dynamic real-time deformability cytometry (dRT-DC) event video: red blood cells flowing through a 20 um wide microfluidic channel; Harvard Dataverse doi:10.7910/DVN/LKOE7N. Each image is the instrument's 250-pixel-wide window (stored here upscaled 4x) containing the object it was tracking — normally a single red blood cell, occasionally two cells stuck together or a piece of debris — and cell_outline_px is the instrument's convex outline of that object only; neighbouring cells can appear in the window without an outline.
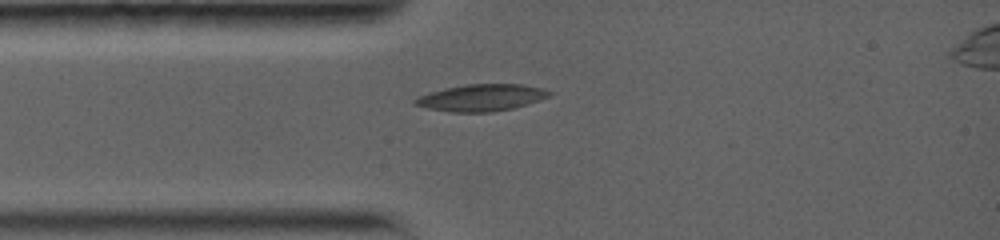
{"species": "common noctule bat (a hibernating species)", "species_latin": "Nyctalus noctula", "temperature_condition": "warm", "stored_images_in_passage": 1, "camera_frame_rate_fps": 5000, "um_per_image_px": 0.085, "animal": {"sex": "female", "body_mass_g": 19.0, "forearm_length_mm": 56.7}, "frame": {"image": 1, "passage_image": 1, "time_ms": 0.0, "image_size_px": [1000, 240], "cell_outline_px": [[552, 92], [548, 96], [540, 100], [512, 108], [492, 112], [452, 112], [428, 108], [416, 104], [412, 100], [420, 96], [444, 88], [468, 84], [524, 84], [544, 88]], "centroid_in_image_um": [40.96, 8.29], "position_along_channel_um": 44.0, "area_um2": 20.75}}